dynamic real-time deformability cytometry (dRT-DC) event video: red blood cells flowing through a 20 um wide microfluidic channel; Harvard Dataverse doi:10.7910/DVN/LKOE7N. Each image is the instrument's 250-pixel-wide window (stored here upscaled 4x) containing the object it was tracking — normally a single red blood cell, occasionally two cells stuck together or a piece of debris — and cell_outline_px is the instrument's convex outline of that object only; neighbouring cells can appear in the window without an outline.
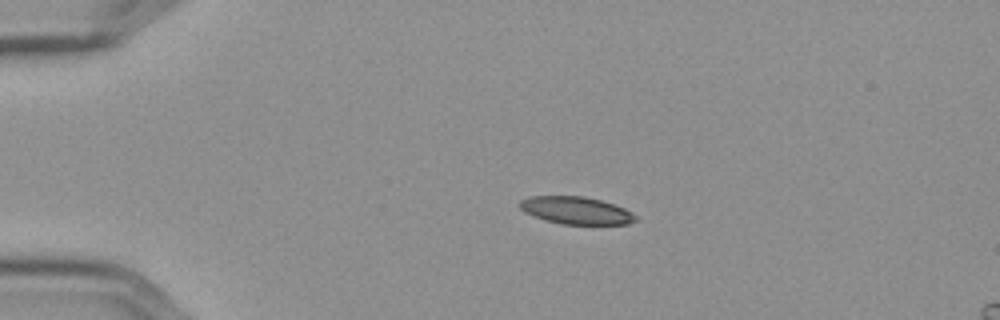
{"species": "Egyptian fruit bat (a non-hibernating species)", "species_latin": "Rousettus aegyptiacus", "temperature_condition": "cold", "stored_images_in_passage": 45, "camera_frame_rate_fps": 3000, "um_per_image_px": 0.085, "frame": {"image": 1, "passage_image": 1, "time_ms": 0.0, "image_size_px": [1000, 320], "cell_outline_px": [[636, 220], [628, 224], [560, 224], [544, 220], [524, 212], [516, 204], [520, 200], [528, 196], [584, 196], [600, 200], [624, 208], [632, 212], [636, 216]], "centroid_in_image_um": [48.91, 17.88], "position_along_channel_um": 36.1, "area_um2": 18.61}}
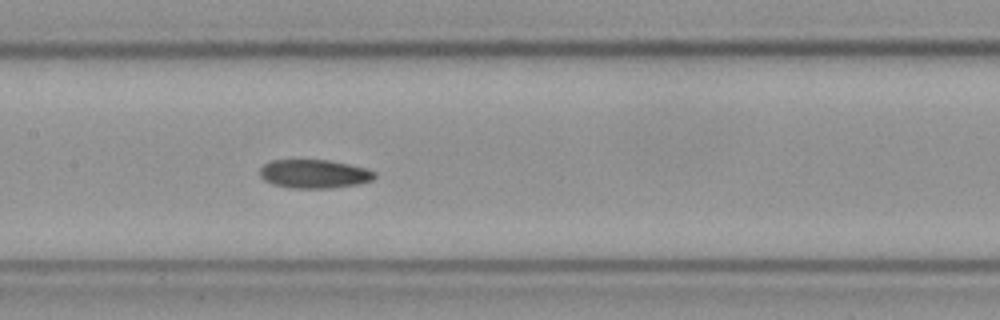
{"frame": {"image": 2, "passage_image": 17, "time_ms": 5.333, "image_size_px": [1000, 320], "cell_outline_px": [[376, 176], [372, 180], [360, 184], [332, 188], [288, 188], [272, 184], [264, 180], [260, 176], [260, 168], [264, 164], [272, 160], [328, 160], [348, 164], [364, 168], [376, 172]], "centroid_in_image_um": [26.7, 14.79], "position_along_channel_um": 180.7, "area_um2": 19.25}}
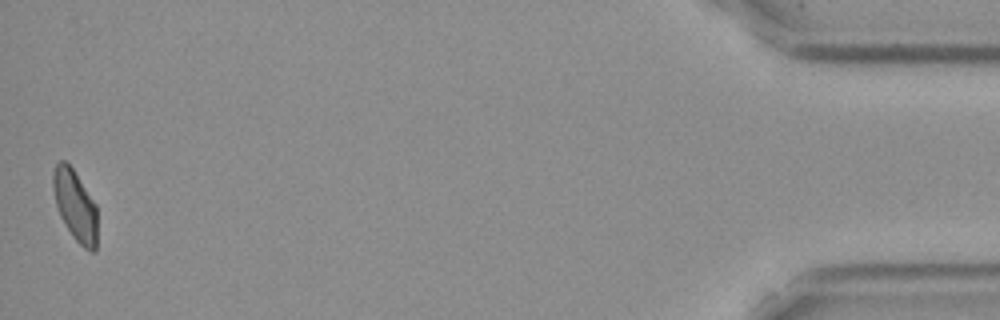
{"frame": {"image": 3, "passage_image": 45, "time_ms": 14.667, "image_size_px": [1000, 320], "cell_outline_px": [[96, 252], [92, 252], [84, 248], [72, 236], [60, 216], [56, 204], [52, 188], [52, 172], [56, 164], [60, 160], [64, 160], [72, 168], [96, 204]], "centroid_in_image_um": [6.37, 17.46], "position_along_channel_um": 428.8, "area_um2": 18.15}, "authors_computed_cell_mechanics": {"area_um2": 19.074, "velocity_mm_per_s": 3.5818, "shape_relaxation_time_tau1_ms": 5.1779, "shape_relaxation_time_tau2_ms": 5.8161, "deformation_change_tau1": 0.1394, "deformation_change_tau2": 0.1116}}